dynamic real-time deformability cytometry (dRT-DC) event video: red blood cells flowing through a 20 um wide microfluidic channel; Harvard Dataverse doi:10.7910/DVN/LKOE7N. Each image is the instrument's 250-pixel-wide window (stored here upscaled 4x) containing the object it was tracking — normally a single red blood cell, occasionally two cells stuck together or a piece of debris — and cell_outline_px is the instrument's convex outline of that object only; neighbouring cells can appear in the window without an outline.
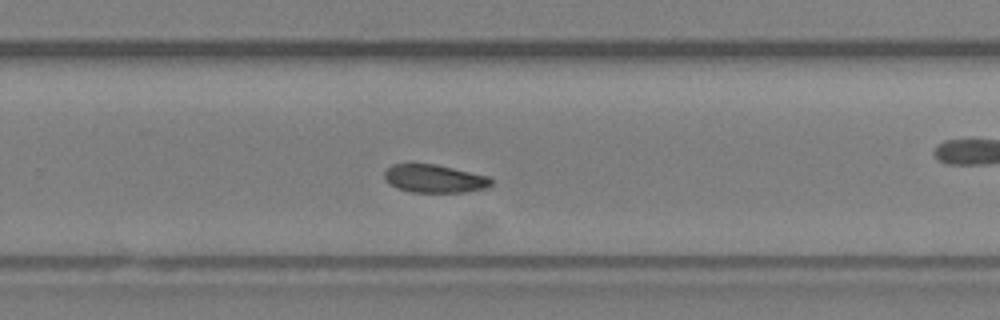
{"species": "Egyptian fruit bat (a non-hibernating species)", "species_latin": "Rousettus aegyptiacus", "temperature_condition": "room temperature", "stored_images_in_passage": 27, "camera_frame_rate_fps": 3000, "um_per_image_px": 0.085, "animal": {"sex": "female"}, "frame": {"image": 1, "passage_image": 16, "time_ms": 5.0, "image_size_px": [1000, 320], "cell_outline_px": [[492, 184], [488, 188], [464, 192], [412, 192], [396, 188], [388, 184], [384, 180], [384, 172], [392, 164], [436, 164], [488, 176], [492, 180]], "centroid_in_image_um": [36.91, 15.19], "position_along_channel_um": 292.9, "area_um2": 17.57}}
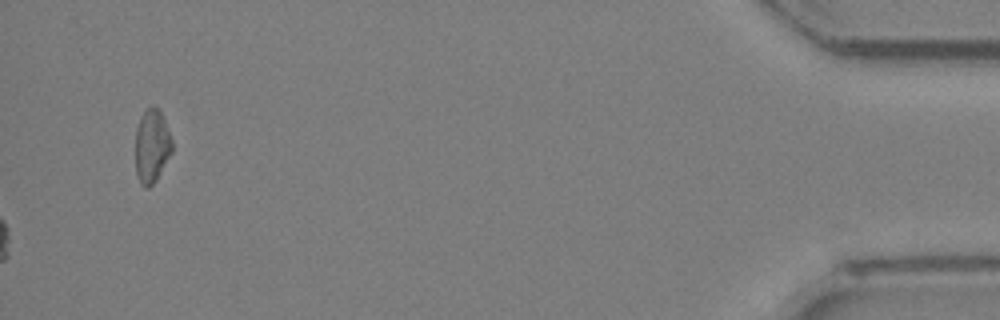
{"frame": {"image": 2, "passage_image": 27, "time_ms": 8.667, "image_size_px": [1000, 320], "cell_outline_px": [[172, 152], [156, 180], [148, 188], [144, 188], [140, 184], [136, 172], [136, 128], [140, 116], [152, 104], [160, 112], [164, 120], [172, 140]], "centroid_in_image_um": [12.89, 12.43], "position_along_channel_um": 422.3, "area_um2": 15.61}}